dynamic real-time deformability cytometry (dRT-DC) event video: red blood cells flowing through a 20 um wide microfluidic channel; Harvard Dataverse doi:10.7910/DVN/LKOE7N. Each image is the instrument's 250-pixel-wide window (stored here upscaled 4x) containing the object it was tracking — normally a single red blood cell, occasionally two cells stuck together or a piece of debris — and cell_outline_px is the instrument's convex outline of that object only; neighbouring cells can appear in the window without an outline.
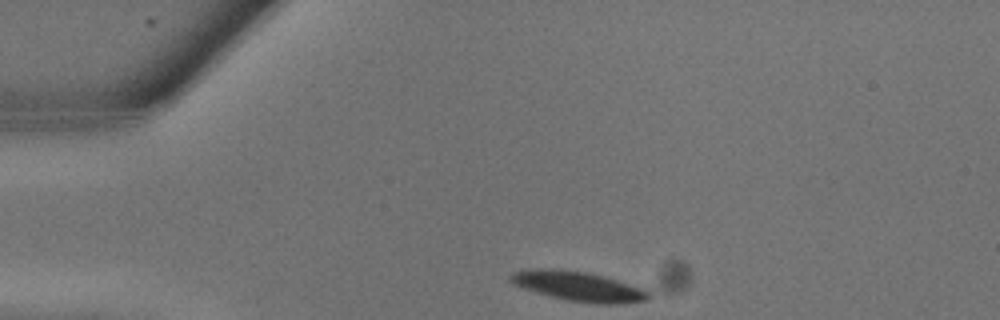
{"species": "common noctule bat (a hibernating species)", "species_latin": "Nyctalus noctula", "temperature_condition": "warm", "stored_images_in_passage": 5, "camera_frame_rate_fps": 3000, "um_per_image_px": 0.085, "animal": {"sex": "male", "body_mass_g": 13.3}, "frame": {"image": 1, "passage_image": 1, "time_ms": 0.0, "image_size_px": [1000, 320], "cell_outline_px": [[652, 296], [644, 300], [624, 304], [596, 304], [568, 300], [536, 292], [512, 284], [508, 280], [508, 276], [512, 272], [532, 268], [560, 268], [588, 272], [604, 276], [640, 288], [648, 292]], "centroid_in_image_um": [49.1, 24.32], "position_along_channel_um": 35.9, "area_um2": 23.93}}